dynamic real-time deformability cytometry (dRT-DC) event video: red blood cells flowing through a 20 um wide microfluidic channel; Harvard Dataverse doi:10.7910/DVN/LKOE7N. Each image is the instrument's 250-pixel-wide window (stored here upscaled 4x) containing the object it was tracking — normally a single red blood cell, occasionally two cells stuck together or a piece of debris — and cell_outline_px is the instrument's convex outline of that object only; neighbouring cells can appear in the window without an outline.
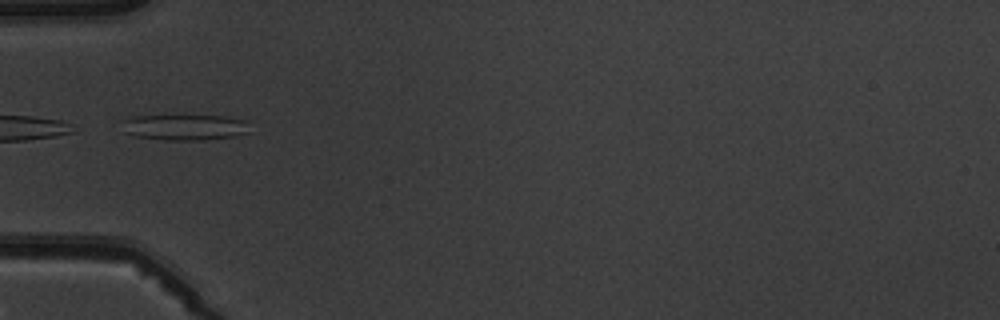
{"species": "common noctule bat (a hibernating species)", "species_latin": "Nyctalus noctula", "temperature_condition": "warm", "stored_images_in_passage": 6, "camera_frame_rate_fps": 3000, "um_per_image_px": 0.085, "animal": {"sex": "male", "body_mass_g": 19.5, "forearm_length_mm": 54.6}, "frame": {"image": 1, "passage_image": 6, "time_ms": 5.667, "image_size_px": [1000, 320], "cell_outline_px": [[252, 132], [236, 136], [204, 140], [168, 140], [136, 136], [124, 132], [120, 120], [132, 116], [220, 116], [244, 120]], "centroid_in_image_um": [15.69, 10.82], "position_along_channel_um": 69.3, "area_um2": 19.25}}